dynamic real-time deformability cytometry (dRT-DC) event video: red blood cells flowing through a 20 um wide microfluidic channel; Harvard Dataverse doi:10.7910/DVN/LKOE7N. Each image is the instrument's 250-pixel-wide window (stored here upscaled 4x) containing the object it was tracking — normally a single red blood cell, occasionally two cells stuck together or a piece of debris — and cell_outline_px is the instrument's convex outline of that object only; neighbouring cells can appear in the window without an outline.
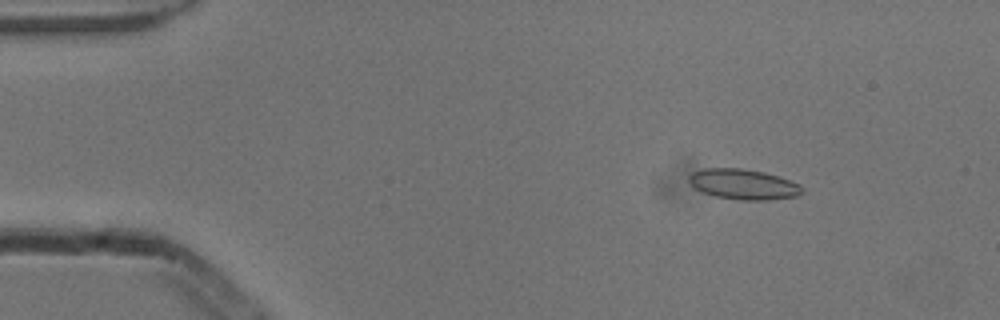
{"species": "common noctule bat (a hibernating species)", "species_latin": "Nyctalus noctula", "temperature_condition": "cold", "stored_images_in_passage": 52, "camera_frame_rate_fps": 3000, "um_per_image_px": 0.085, "animal": {"sex": "male", "body_mass_g": 13.3}, "frame": {"image": 1, "passage_image": 6, "time_ms": 1.667, "image_size_px": [1000, 320], "cell_outline_px": [[804, 192], [800, 196], [768, 200], [740, 200], [716, 196], [704, 192], [696, 188], [688, 180], [688, 176], [692, 172], [704, 168], [744, 168], [764, 172], [800, 184], [804, 188]], "centroid_in_image_um": [63.23, 15.66], "position_along_channel_um": 21.8, "area_um2": 20.06}}
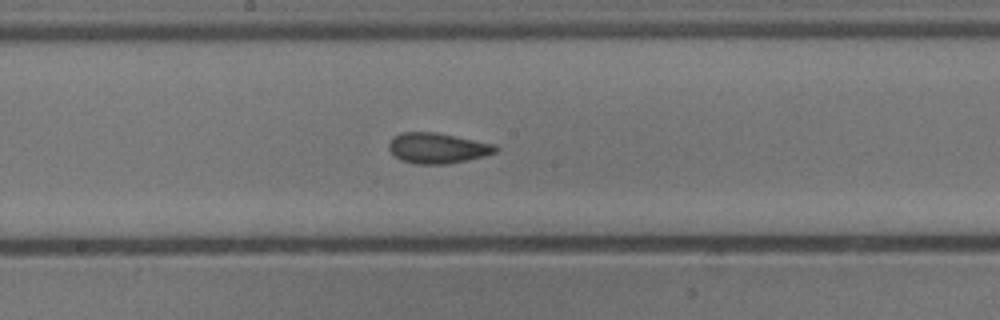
{"frame": {"image": 2, "passage_image": 27, "time_ms": 8.667, "image_size_px": [1000, 320], "cell_outline_px": [[500, 148], [496, 152], [484, 156], [468, 160], [448, 164], [416, 164], [400, 160], [388, 148], [388, 144], [392, 136], [400, 132], [436, 132], [496, 144]], "centroid_in_image_um": [37.19, 12.58], "position_along_channel_um": 211.0, "area_um2": 19.19}}
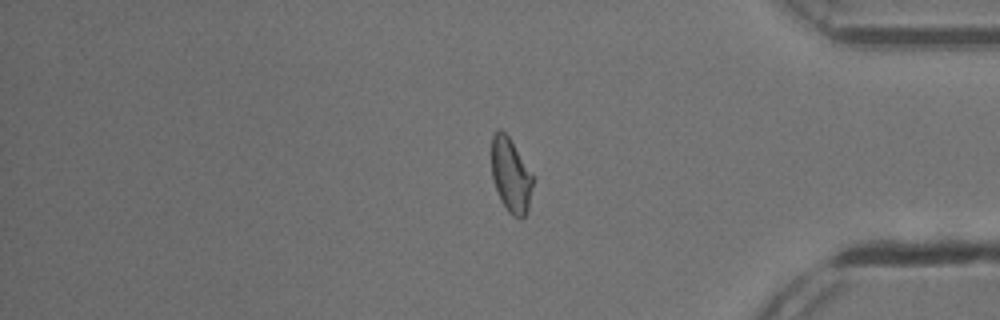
{"frame": {"image": 3, "passage_image": 43, "time_ms": 14.0, "image_size_px": [1000, 320], "cell_outline_px": [[536, 176], [528, 208], [524, 216], [520, 220], [512, 216], [508, 212], [500, 200], [492, 176], [492, 136], [500, 128], [508, 136]], "centroid_in_image_um": [43.47, 14.92], "position_along_channel_um": 391.7, "area_um2": 18.26}, "authors_computed_cell_mechanics": {"area_um2": 18.7272, "velocity_mm_per_s": 3.8687, "shape_relaxation_time_tau1_ms": 6.1421, "shape_relaxation_time_tau2_ms": 1.4804, "deformation_change_tau1": 0.1272, "deformation_change_tau2": 0.0644}}